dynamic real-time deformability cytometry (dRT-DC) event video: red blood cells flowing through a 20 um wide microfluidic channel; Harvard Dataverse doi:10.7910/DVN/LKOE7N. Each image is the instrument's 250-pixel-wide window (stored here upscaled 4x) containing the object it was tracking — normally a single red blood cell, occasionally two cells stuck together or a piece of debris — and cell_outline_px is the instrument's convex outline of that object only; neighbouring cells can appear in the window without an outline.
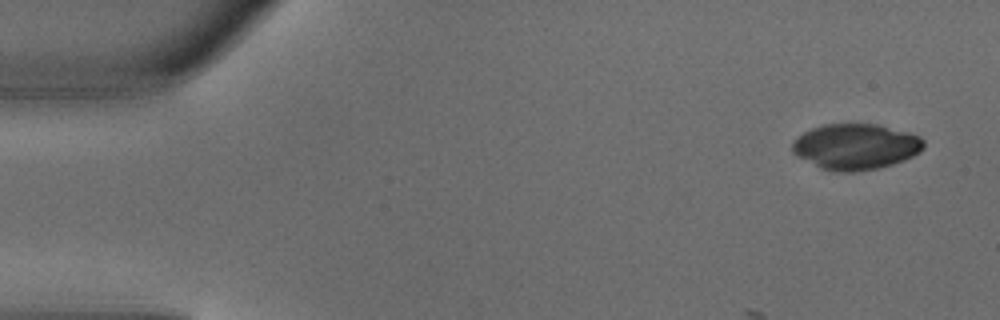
{"species": "common noctule bat (a hibernating species)", "species_latin": "Nyctalus noctula", "temperature_condition": "warm", "stored_images_in_passage": 5, "camera_frame_rate_fps": 3000, "um_per_image_px": 0.085, "animal": {"sex": "male", "body_mass_g": 18.8}, "frame": {"image": 1, "passage_image": 1, "time_ms": 0.0, "image_size_px": [1000, 320], "cell_outline_px": [[924, 148], [920, 152], [904, 160], [892, 164], [876, 168], [852, 172], [836, 172], [820, 168], [792, 152], [792, 140], [796, 136], [820, 124], [876, 124], [908, 132], [920, 136], [924, 140]], "centroid_in_image_um": [72.72, 12.45], "position_along_channel_um": 12.3, "area_um2": 35.08}}